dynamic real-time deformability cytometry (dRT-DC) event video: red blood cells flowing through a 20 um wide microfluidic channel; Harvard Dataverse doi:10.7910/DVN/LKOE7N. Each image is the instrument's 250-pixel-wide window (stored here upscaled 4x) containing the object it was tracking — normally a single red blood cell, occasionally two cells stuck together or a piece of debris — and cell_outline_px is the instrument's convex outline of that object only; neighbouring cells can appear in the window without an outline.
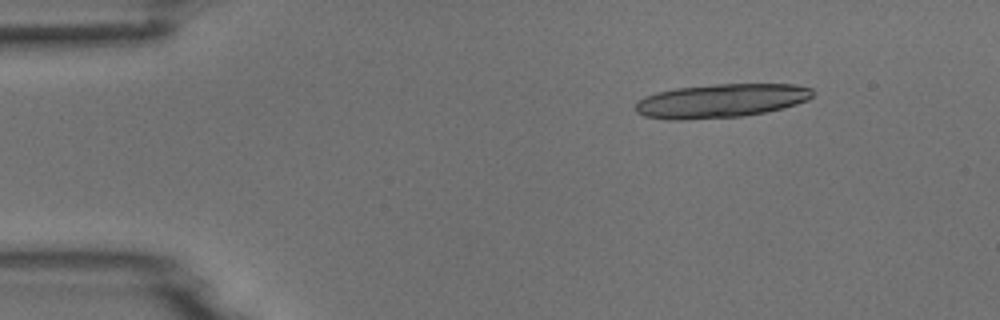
{"species": "common noctule bat (a hibernating species)", "species_latin": "Nyctalus noctula", "temperature_condition": "room temperature", "stored_images_in_passage": 5, "camera_frame_rate_fps": 3000, "um_per_image_px": 0.085, "animal": {"sex": "male", "body_mass_g": 18.8}, "frame": {"image": 1, "passage_image": 2, "time_ms": 1.0, "image_size_px": [1000, 320], "cell_outline_px": [[812, 96], [808, 100], [784, 108], [744, 116], [684, 120], [672, 120], [644, 116], [636, 112], [636, 104], [644, 96], [656, 92], [676, 88], [716, 84], [796, 84], [812, 88]], "centroid_in_image_um": [61.29, 8.57], "position_along_channel_um": 23.7, "area_um2": 34.97}}
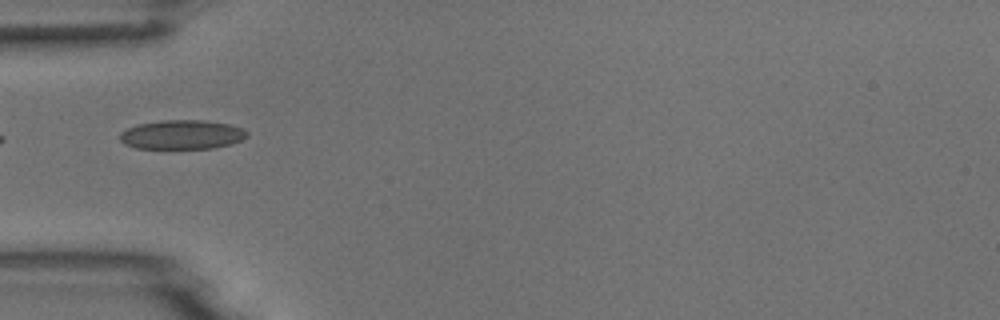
{"frame": {"image": 2, "passage_image": 4, "time_ms": 4.333, "image_size_px": [1000, 320], "cell_outline_px": [[248, 136], [232, 144], [212, 148], [136, 148], [124, 144], [120, 140], [120, 132], [128, 128], [140, 124], [164, 120], [204, 120], [228, 124], [244, 128], [248, 132]], "centroid_in_image_um": [15.49, 11.44], "position_along_channel_um": 69.5, "area_um2": 21.56}}